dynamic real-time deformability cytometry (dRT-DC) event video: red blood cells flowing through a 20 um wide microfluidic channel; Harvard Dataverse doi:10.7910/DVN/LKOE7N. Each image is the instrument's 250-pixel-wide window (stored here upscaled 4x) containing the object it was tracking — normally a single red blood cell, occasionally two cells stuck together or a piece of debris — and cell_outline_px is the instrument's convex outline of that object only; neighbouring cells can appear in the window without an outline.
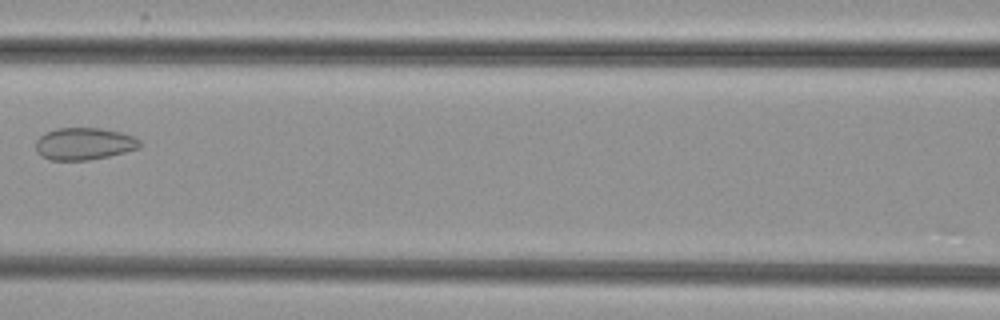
{"species": "common noctule bat (a hibernating species)", "species_latin": "Nyctalus noctula", "temperature_condition": "cold", "stored_images_in_passage": 7, "camera_frame_rate_fps": 3000, "um_per_image_px": 0.085, "animal": {"sex": "female", "body_mass_g": 29.2, "forearm_length_mm": 56.3}, "frame": {"image": 1, "passage_image": 7, "time_ms": 7.0, "image_size_px": [1000, 320], "cell_outline_px": [[140, 148], [108, 156], [88, 160], [48, 160], [40, 156], [36, 152], [36, 140], [44, 132], [56, 128], [100, 128], [120, 132], [132, 136], [140, 140]], "centroid_in_image_um": [7.1, 12.22], "position_along_channel_um": 159.5, "area_um2": 19.59}}